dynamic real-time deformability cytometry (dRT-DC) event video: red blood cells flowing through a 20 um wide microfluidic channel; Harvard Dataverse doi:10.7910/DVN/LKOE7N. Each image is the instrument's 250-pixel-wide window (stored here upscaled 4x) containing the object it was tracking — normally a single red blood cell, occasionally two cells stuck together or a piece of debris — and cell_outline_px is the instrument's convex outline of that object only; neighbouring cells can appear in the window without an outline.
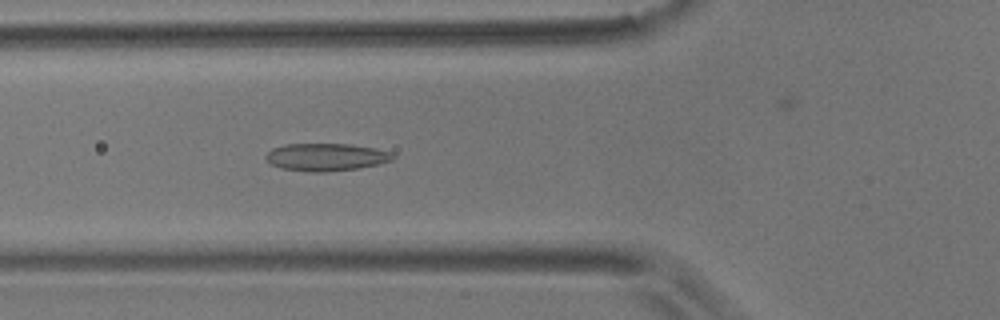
{"species": "common noctule bat (a hibernating species)", "species_latin": "Nyctalus noctula", "temperature_condition": "room temperature", "stored_images_in_passage": 56, "camera_frame_rate_fps": 3000, "um_per_image_px": 0.085, "animal": {"sex": "male", "body_mass_g": 17.9}, "frame": {"image": 1, "passage_image": 19, "time_ms": 6.0, "image_size_px": [1000, 320], "cell_outline_px": [[396, 156], [392, 160], [376, 164], [356, 168], [324, 172], [308, 172], [280, 168], [272, 164], [264, 156], [272, 148], [288, 144], [348, 144], [376, 148], [392, 152]], "centroid_in_image_um": [27.72, 13.35], "position_along_channel_um": 98.1, "area_um2": 20.29}}
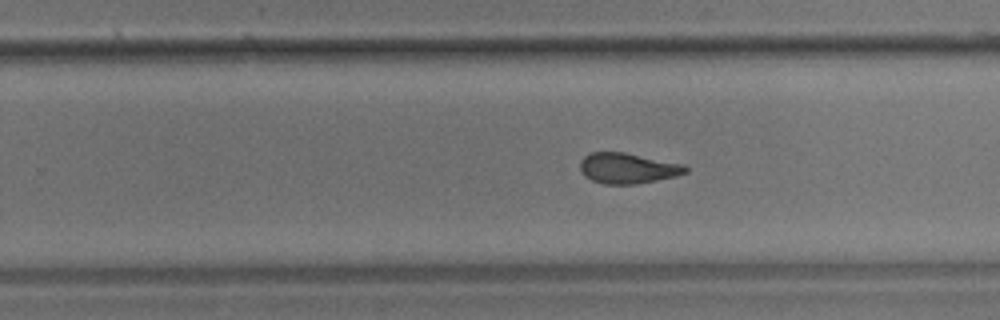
{"frame": {"image": 2, "passage_image": 34, "time_ms": 11.0, "image_size_px": [1000, 320], "cell_outline_px": [[688, 172], [676, 176], [636, 184], [604, 184], [592, 180], [584, 176], [580, 168], [580, 160], [584, 156], [592, 152], [624, 152], [684, 164], [688, 168]], "centroid_in_image_um": [53.35, 14.3], "position_along_channel_um": 276.4, "area_um2": 18.79}}
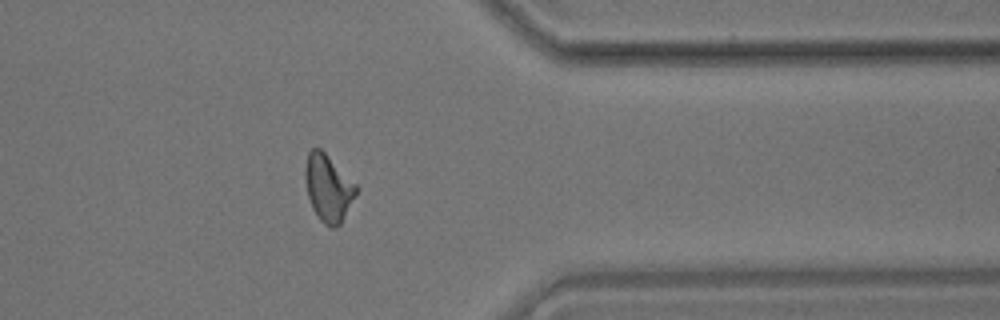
{"frame": {"image": 3, "passage_image": 44, "time_ms": 14.333, "image_size_px": [1000, 320], "cell_outline_px": [[356, 196], [340, 224], [332, 228], [324, 224], [320, 220], [312, 208], [308, 196], [304, 176], [304, 168], [308, 152], [312, 148], [320, 148], [356, 184]], "centroid_in_image_um": [27.88, 15.98], "position_along_channel_um": 383.5, "area_um2": 19.71}, "authors_computed_cell_mechanics": {"area_um2": 19.4497, "velocity_mm_per_s": 3.5616, "shape_relaxation_time_tau1_ms": 7.197, "shape_relaxation_time_tau2_ms": 1.8093, "deformation_change_tau1": 0.1936, "deformation_change_tau2": 0.0916}}